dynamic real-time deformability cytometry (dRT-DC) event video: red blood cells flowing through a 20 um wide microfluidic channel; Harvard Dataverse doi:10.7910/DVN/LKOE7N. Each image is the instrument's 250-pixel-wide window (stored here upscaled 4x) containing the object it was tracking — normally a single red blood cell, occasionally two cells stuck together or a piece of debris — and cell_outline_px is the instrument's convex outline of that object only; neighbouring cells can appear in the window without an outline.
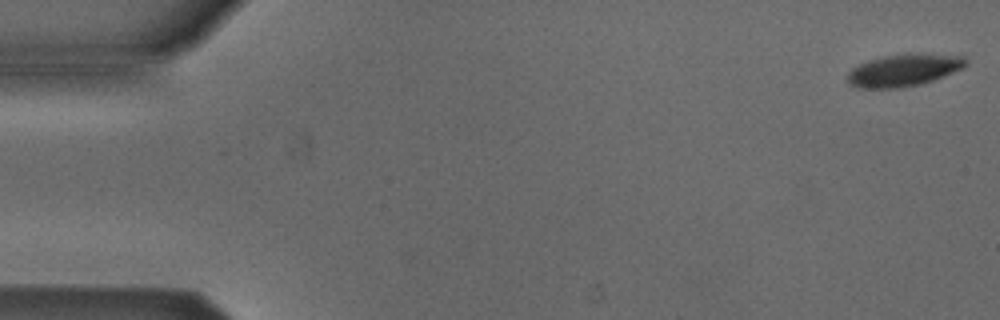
{"species": "Egyptian fruit bat (a non-hibernating species)", "species_latin": "Rousettus aegyptiacus", "temperature_condition": "cold", "stored_images_in_passage": 54, "segment_of_instrument_passage": [1, 2], "camera_frame_rate_fps": 3000, "um_per_image_px": 0.085, "animal": {"sex": "male"}, "frame": {"image": 1, "passage_image": 1, "time_ms": 0.0, "image_size_px": [1000, 320], "cell_outline_px": [[968, 64], [964, 68], [932, 80], [920, 84], [896, 88], [860, 88], [852, 84], [848, 80], [848, 72], [852, 68], [868, 60], [880, 56], [908, 52], [920, 52], [964, 56], [968, 60]], "centroid_in_image_um": [76.87, 5.92], "position_along_channel_um": 8.1, "area_um2": 22.54}}
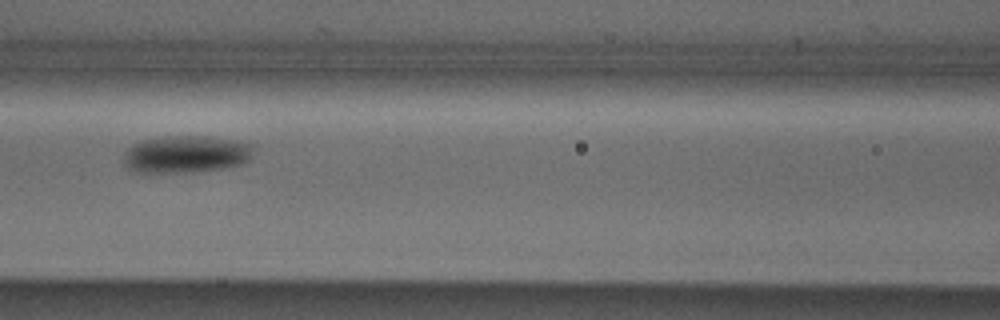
{"frame": {"image": 2, "passage_image": 23, "time_ms": 7.333, "image_size_px": [1000, 320], "cell_outline_px": [[252, 148], [248, 160], [240, 164], [220, 168], [188, 172], [136, 172], [128, 168], [124, 164], [124, 152], [132, 144], [140, 140], [168, 136], [212, 136], [236, 140], [252, 144]], "centroid_in_image_um": [15.76, 13.09], "position_along_channel_um": 150.8, "area_um2": 28.09}}
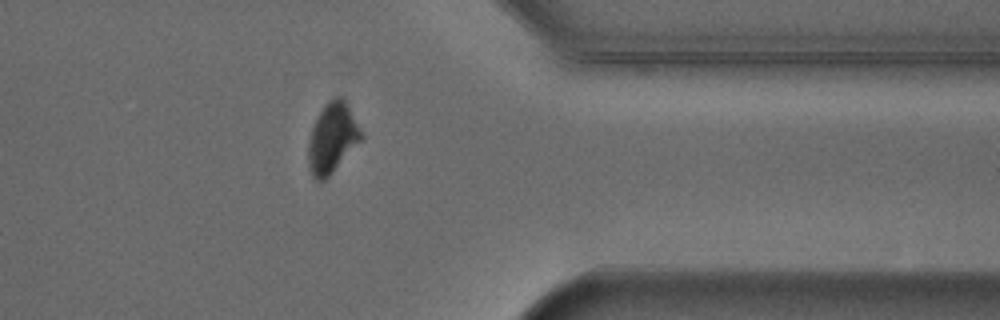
{"frame": {"image": 3, "passage_image": 42, "time_ms": 13.667, "image_size_px": [1000, 320], "cell_outline_px": [[364, 136], [332, 172], [320, 184], [312, 176], [308, 164], [308, 144], [312, 128], [324, 104], [332, 96], [340, 96], [348, 104]], "centroid_in_image_um": [28.23, 11.71], "position_along_channel_um": 383.2, "area_um2": 21.39}}